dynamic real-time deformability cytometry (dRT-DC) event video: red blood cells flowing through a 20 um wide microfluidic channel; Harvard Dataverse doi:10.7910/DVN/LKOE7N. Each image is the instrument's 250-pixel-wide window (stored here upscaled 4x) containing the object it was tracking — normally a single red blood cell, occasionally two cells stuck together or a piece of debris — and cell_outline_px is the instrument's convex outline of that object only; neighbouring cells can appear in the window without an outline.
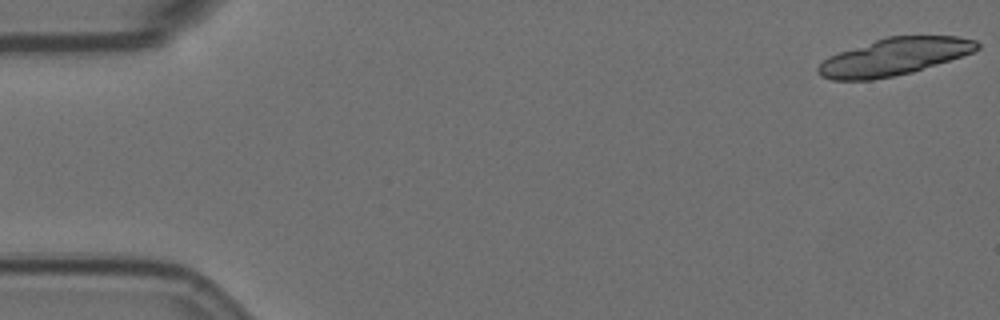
{"species": "Egyptian fruit bat (a non-hibernating species)", "species_latin": "Rousettus aegyptiacus", "temperature_condition": "room temperature", "stored_images_in_passage": 20, "camera_frame_rate_fps": 3000, "um_per_image_px": 0.085, "animal": {"sex": "female"}, "frame": {"image": 1, "passage_image": 1, "time_ms": 0.0, "image_size_px": [1000, 320], "cell_outline_px": [[980, 48], [972, 52], [912, 72], [872, 80], [832, 80], [820, 76], [816, 72], [816, 68], [828, 56], [888, 36], [956, 36], [976, 40], [980, 44]], "centroid_in_image_um": [75.98, 4.83], "position_along_channel_um": 9.0, "area_um2": 34.04}}